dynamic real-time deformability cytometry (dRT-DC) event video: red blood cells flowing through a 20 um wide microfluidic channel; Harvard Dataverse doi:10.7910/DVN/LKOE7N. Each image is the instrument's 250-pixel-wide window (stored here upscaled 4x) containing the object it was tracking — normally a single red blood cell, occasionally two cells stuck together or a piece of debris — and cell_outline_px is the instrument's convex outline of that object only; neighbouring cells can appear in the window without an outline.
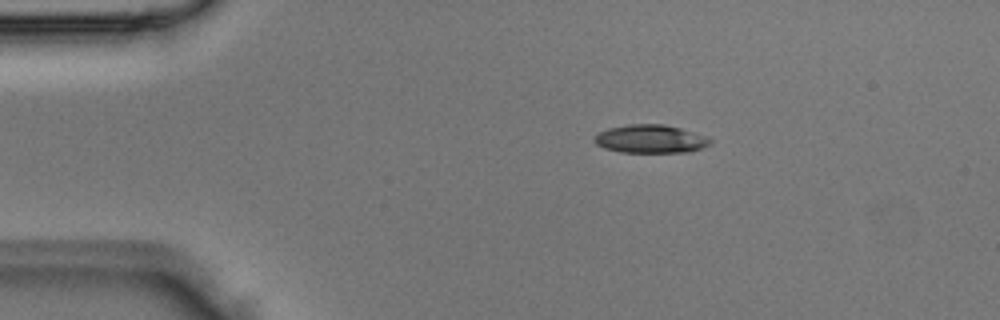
{"species": "Egyptian fruit bat (a non-hibernating species)", "species_latin": "Rousettus aegyptiacus", "temperature_condition": "room temperature", "stored_images_in_passage": 4, "camera_frame_rate_fps": 3000, "um_per_image_px": 0.085, "animal": {"sex": "male"}, "frame": {"image": 1, "passage_image": 4, "time_ms": 1.0, "image_size_px": [1000, 320], "cell_outline_px": [[712, 140], [704, 148], [688, 152], [620, 152], [604, 148], [596, 144], [592, 140], [592, 136], [608, 128], [628, 124], [664, 124], [680, 128], [708, 136]], "centroid_in_image_um": [55.28, 11.81], "position_along_channel_um": 29.7, "area_um2": 19.25}}